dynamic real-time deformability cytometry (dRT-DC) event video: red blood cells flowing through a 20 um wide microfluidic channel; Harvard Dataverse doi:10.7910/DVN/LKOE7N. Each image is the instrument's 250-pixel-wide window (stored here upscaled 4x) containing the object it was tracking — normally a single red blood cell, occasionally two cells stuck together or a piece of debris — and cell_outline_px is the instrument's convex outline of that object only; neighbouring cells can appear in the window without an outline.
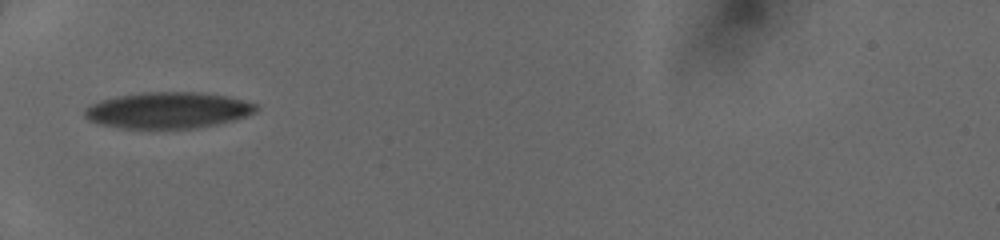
{"species": "human", "species_latin": "Homo sapiens", "temperature_condition": "cold", "stored_images_in_passage": 28, "camera_frame_rate_fps": 3000, "um_per_image_px": 0.085, "donor": {"sex": "female"}, "frame": {"image": 1, "passage_image": 1, "time_ms": 0.0, "image_size_px": [1000, 240], "cell_outline_px": [[256, 112], [220, 124], [196, 128], [124, 128], [100, 124], [88, 120], [84, 116], [84, 108], [88, 104], [100, 100], [116, 96], [148, 92], [204, 92], [228, 96], [244, 100], [256, 104]], "centroid_in_image_um": [14.25, 9.36], "position_along_channel_um": 70.7, "area_um2": 36.3}}
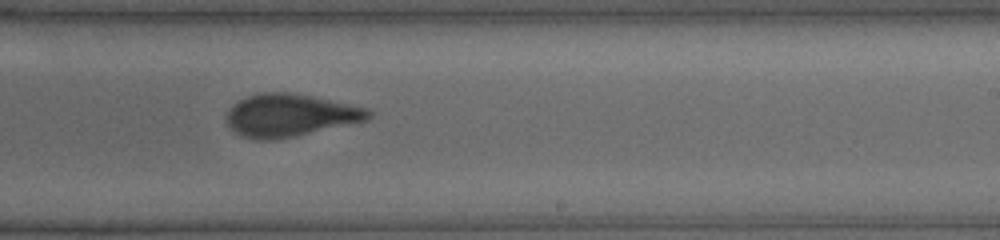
{"frame": {"image": 2, "passage_image": 15, "time_ms": 4.667, "image_size_px": [1000, 240], "cell_outline_px": [[372, 116], [368, 120], [296, 136], [276, 140], [260, 140], [244, 136], [236, 132], [228, 124], [228, 112], [232, 104], [248, 96], [260, 92], [288, 92], [312, 96], [368, 108], [372, 112]], "centroid_in_image_um": [24.68, 9.79], "position_along_channel_um": 264.3, "area_um2": 35.03}}
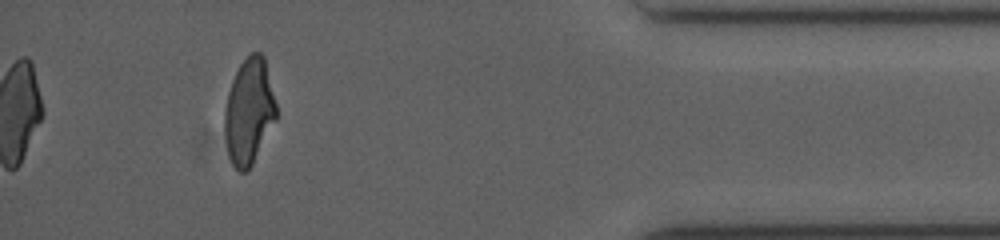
{"frame": {"image": 3, "passage_image": 28, "time_ms": 9.0, "image_size_px": [1000, 240], "cell_outline_px": [[276, 120], [248, 172], [240, 172], [232, 164], [228, 152], [224, 132], [224, 112], [228, 92], [232, 80], [240, 64], [248, 52], [260, 52], [264, 56], [276, 104]], "centroid_in_image_um": [21.16, 9.46], "position_along_channel_um": 414.0, "area_um2": 31.91}}